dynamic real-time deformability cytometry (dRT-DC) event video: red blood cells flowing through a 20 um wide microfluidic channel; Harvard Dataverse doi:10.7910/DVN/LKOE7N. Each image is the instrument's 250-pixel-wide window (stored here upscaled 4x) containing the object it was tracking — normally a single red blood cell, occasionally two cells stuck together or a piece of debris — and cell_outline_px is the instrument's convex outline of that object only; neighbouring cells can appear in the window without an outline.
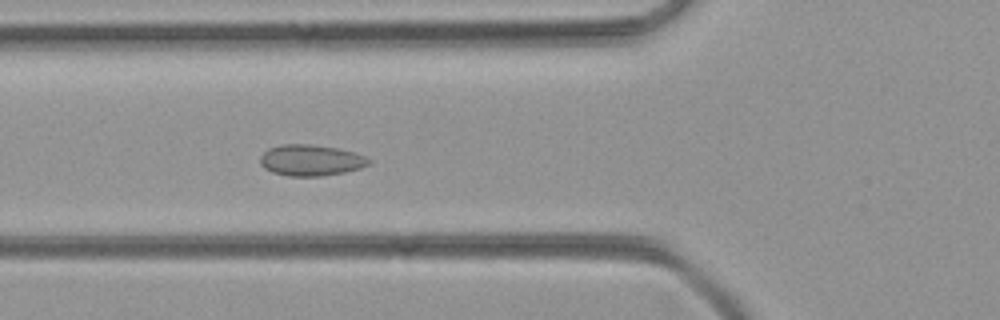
{"species": "common noctule bat (a hibernating species)", "species_latin": "Nyctalus noctula", "temperature_condition": "room temperature", "stored_images_in_passage": 51, "camera_frame_rate_fps": 3000, "um_per_image_px": 0.085, "animal": {"sex": "female", "body_mass_g": 21.9}, "frame": {"image": 1, "passage_image": 19, "time_ms": 6.0, "image_size_px": [1000, 320], "cell_outline_px": [[372, 164], [360, 168], [344, 172], [320, 176], [288, 176], [272, 172], [264, 168], [260, 164], [260, 156], [268, 148], [280, 144], [312, 144], [336, 148], [368, 156], [372, 160]], "centroid_in_image_um": [26.43, 13.62], "position_along_channel_um": 99.4, "area_um2": 19.88}}
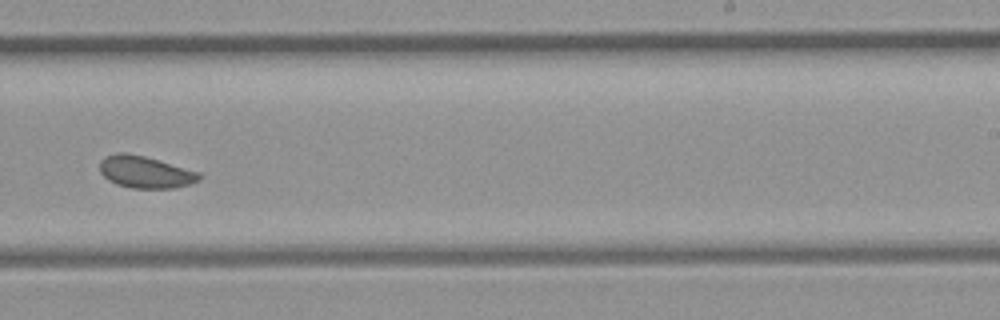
{"frame": {"image": 2, "passage_image": 32, "time_ms": 10.333, "image_size_px": [1000, 320], "cell_outline_px": [[200, 180], [192, 184], [176, 188], [132, 188], [116, 184], [108, 180], [100, 172], [100, 160], [104, 156], [116, 152], [124, 152], [144, 156], [200, 172]], "centroid_in_image_um": [12.34, 14.62], "position_along_channel_um": 276.7, "area_um2": 18.67}}
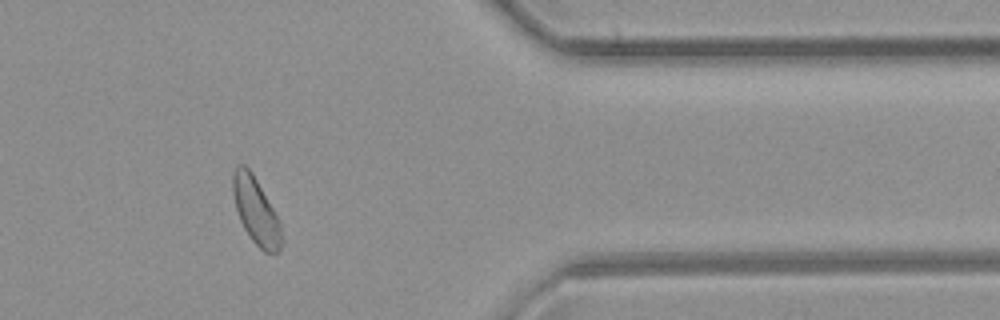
{"frame": {"image": 3, "passage_image": 42, "time_ms": 13.667, "image_size_px": [1000, 320], "cell_outline_px": [[284, 240], [280, 252], [264, 252], [252, 240], [244, 228], [240, 220], [236, 208], [232, 192], [232, 172], [236, 164], [244, 164], [252, 172], [280, 220]], "centroid_in_image_um": [21.77, 17.92], "position_along_channel_um": 389.6, "area_um2": 19.19}}